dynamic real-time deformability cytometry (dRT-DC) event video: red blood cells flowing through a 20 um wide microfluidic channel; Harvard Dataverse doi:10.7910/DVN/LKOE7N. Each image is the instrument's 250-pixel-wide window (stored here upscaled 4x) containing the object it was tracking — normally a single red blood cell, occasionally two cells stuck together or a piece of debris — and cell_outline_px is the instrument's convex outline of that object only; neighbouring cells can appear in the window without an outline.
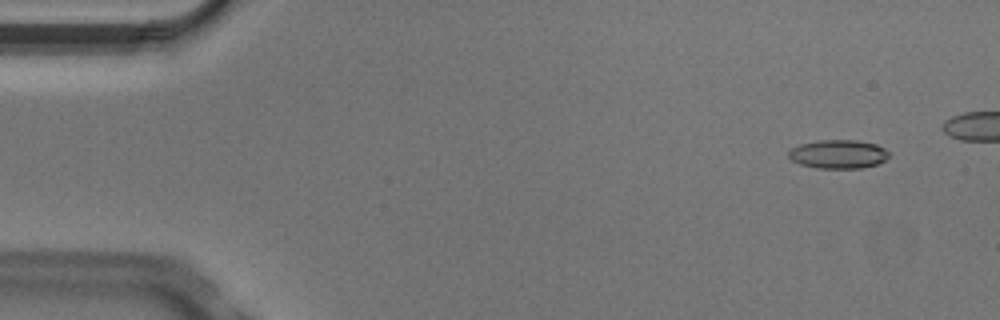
{"species": "Egyptian fruit bat (a non-hibernating species)", "species_latin": "Rousettus aegyptiacus", "temperature_condition": "cold", "stored_images_in_passage": 5, "camera_frame_rate_fps": 3000, "um_per_image_px": 0.085, "animal": {"sex": "male"}, "frame": {"image": 1, "passage_image": 1, "time_ms": 0.0, "image_size_px": [1000, 320], "cell_outline_px": [[888, 156], [884, 160], [876, 164], [860, 168], [816, 168], [800, 164], [792, 160], [788, 156], [788, 152], [792, 148], [800, 144], [820, 140], [856, 140], [876, 144], [884, 148], [888, 152]], "centroid_in_image_um": [71.23, 13.1], "position_along_channel_um": 13.8, "area_um2": 16.65}}